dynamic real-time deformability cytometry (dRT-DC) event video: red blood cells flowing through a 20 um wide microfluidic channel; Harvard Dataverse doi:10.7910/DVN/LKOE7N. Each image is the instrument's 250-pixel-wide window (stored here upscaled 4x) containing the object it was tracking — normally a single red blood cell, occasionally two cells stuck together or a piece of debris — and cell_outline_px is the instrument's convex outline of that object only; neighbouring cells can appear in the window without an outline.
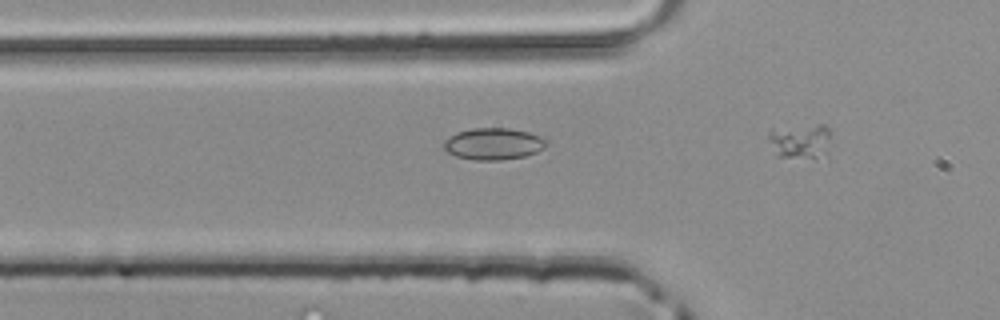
{"species": "common noctule bat (a hibernating species)", "species_latin": "Nyctalus noctula", "temperature_condition": "room temperature", "stored_images_in_passage": 5, "segment_of_instrument_passage": [1, 2], "camera_frame_rate_fps": 3000, "um_per_image_px": 0.085, "animal": {"sex": "male", "body_mass_g": 20.4}, "frame": {"image": 1, "passage_image": 4, "time_ms": 1.0, "image_size_px": [1000, 320], "cell_outline_px": [[548, 144], [544, 148], [536, 152], [524, 156], [500, 160], [476, 160], [456, 156], [448, 152], [444, 148], [444, 140], [456, 132], [472, 128], [508, 128], [528, 132], [540, 136]], "centroid_in_image_um": [41.93, 12.22], "position_along_channel_um": 83.9, "area_um2": 18.84}}